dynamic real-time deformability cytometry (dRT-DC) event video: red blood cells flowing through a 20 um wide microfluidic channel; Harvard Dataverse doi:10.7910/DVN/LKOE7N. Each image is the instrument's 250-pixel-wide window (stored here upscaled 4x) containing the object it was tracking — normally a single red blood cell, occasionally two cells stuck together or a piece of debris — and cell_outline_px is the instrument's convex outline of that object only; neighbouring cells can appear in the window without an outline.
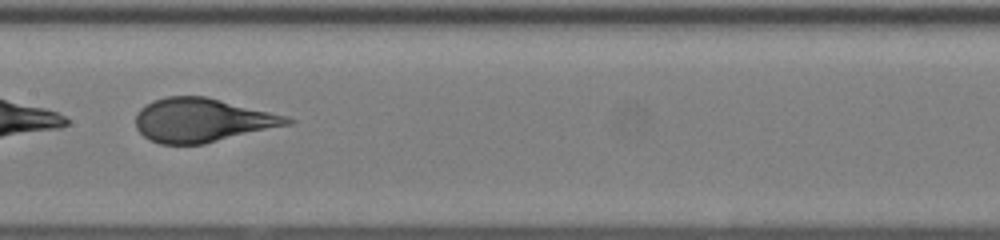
{"species": "human", "species_latin": "Homo sapiens", "temperature_condition": "room temperature", "stored_images_in_passage": 49, "camera_frame_rate_fps": 3000, "um_per_image_px": 0.085, "donor": {"sex": "female"}, "frame": {"image": 1, "passage_image": 28, "time_ms": 9.0, "image_size_px": [1000, 240], "cell_outline_px": [[296, 120], [292, 124], [204, 144], [160, 144], [144, 136], [136, 128], [136, 112], [144, 104], [152, 100], [164, 96], [204, 96], [288, 116]], "centroid_in_image_um": [17.18, 10.21], "position_along_channel_um": 190.2, "area_um2": 38.78}}
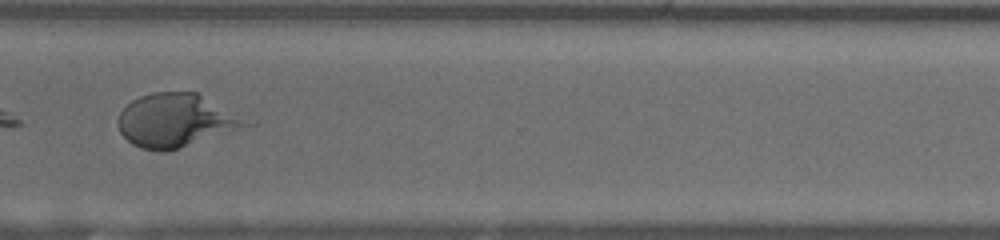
{"frame": {"image": 2, "passage_image": 40, "time_ms": 13.0, "image_size_px": [1000, 240], "cell_outline_px": [[256, 124], [168, 152], [160, 152], [140, 148], [132, 144], [120, 132], [116, 120], [120, 112], [132, 100], [140, 96], [152, 92], [196, 92], [256, 120]], "centroid_in_image_um": [15.05, 10.24], "position_along_channel_um": 355.6, "area_um2": 40.69}, "authors_computed_cell_mechanics": {"area_um2": 40.6912, "velocity_mm_per_s": 4.1316, "shape_relaxation_time_tau1_ms": 4.2224, "shape_relaxation_time_tau2_ms": null, "deformation_change_tau1": 0.2294, "deformation_change_tau2": null}}